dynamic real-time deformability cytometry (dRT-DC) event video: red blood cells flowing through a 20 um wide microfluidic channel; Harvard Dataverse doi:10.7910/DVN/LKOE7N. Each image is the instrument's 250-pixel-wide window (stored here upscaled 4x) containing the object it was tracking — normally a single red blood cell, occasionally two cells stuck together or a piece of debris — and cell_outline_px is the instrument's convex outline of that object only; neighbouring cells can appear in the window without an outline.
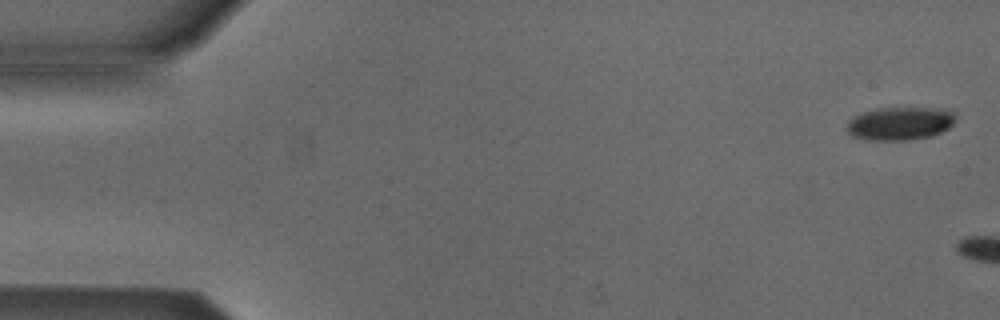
{"species": "Egyptian fruit bat (a non-hibernating species)", "species_latin": "Rousettus aegyptiacus", "temperature_condition": "cold", "stored_images_in_passage": 6, "camera_frame_rate_fps": 3000, "um_per_image_px": 0.085, "animal": {"sex": "male"}, "frame": {"image": 1, "passage_image": 1, "time_ms": 0.0, "image_size_px": [1000, 320], "cell_outline_px": [[956, 120], [948, 128], [932, 136], [912, 140], [868, 140], [852, 136], [844, 128], [848, 120], [852, 116], [876, 108], [924, 108], [956, 112]], "centroid_in_image_um": [76.45, 10.51], "position_along_channel_um": 8.6, "area_um2": 21.15}}